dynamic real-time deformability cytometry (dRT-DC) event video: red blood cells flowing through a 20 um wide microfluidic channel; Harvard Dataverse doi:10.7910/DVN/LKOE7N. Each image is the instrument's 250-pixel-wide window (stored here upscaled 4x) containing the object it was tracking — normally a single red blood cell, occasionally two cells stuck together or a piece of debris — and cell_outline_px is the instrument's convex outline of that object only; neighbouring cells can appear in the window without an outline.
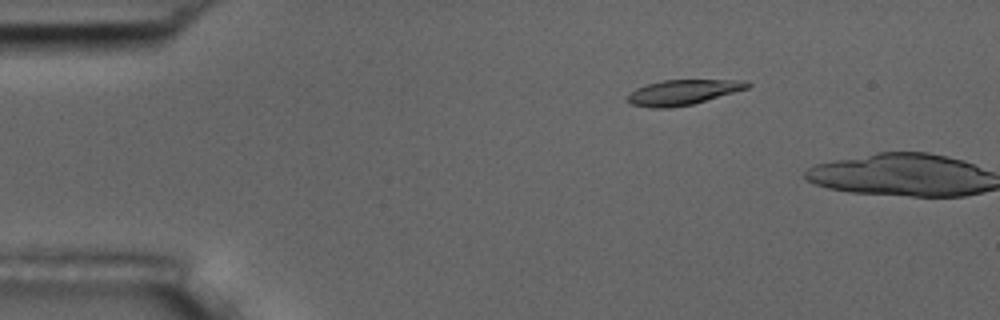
{"species": "common noctule bat (a hibernating species)", "species_latin": "Nyctalus noctula", "temperature_condition": "room temperature", "stored_images_in_passage": 10, "camera_frame_rate_fps": 3000, "um_per_image_px": 0.085, "animal": {"sex": "male", "body_mass_g": 17.5, "forearm_length_mm": 52.3}, "frame": {"image": 1, "passage_image": 9, "time_ms": 2.667, "image_size_px": [1000, 320], "cell_outline_px": [[752, 84], [748, 88], [692, 104], [668, 108], [652, 108], [632, 104], [624, 100], [628, 92], [636, 88], [648, 84], [664, 80], [748, 80]], "centroid_in_image_um": [58.0, 7.84], "position_along_channel_um": 27.0, "area_um2": 17.57}}